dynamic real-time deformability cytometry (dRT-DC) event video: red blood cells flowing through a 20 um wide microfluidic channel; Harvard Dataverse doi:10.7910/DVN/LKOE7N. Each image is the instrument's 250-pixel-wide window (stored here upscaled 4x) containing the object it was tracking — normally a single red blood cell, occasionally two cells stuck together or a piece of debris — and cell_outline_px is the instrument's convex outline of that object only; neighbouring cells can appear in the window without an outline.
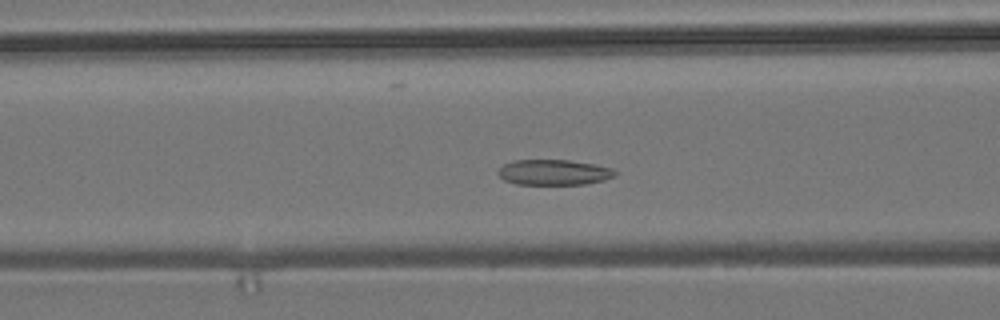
{"species": "common noctule bat (a hibernating species)", "species_latin": "Nyctalus noctula", "temperature_condition": "room temperature", "stored_images_in_passage": 51, "camera_frame_rate_fps": 3000, "um_per_image_px": 0.085, "animal": {"sex": "male", "body_mass_g": 19.2, "forearm_length_mm": 51.8}, "frame": {"image": 1, "passage_image": 18, "time_ms": 5.667, "image_size_px": [1000, 320], "cell_outline_px": [[616, 176], [604, 180], [584, 184], [516, 184], [504, 180], [496, 172], [504, 164], [512, 160], [568, 160], [592, 164], [612, 168], [616, 172]], "centroid_in_image_um": [47.06, 14.65], "position_along_channel_um": 119.5, "area_um2": 17.28}}
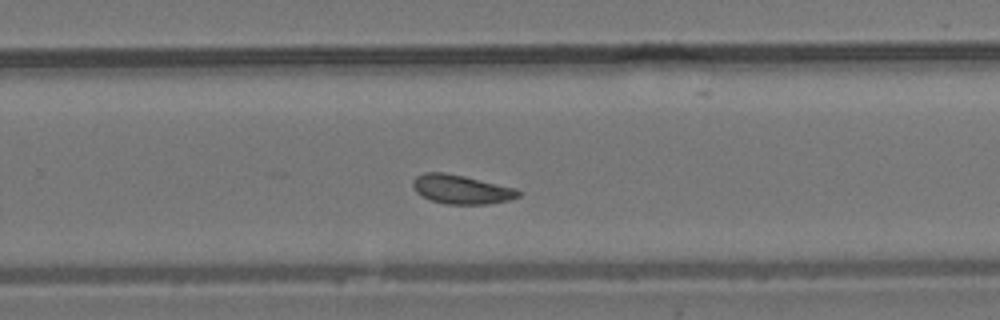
{"frame": {"image": 2, "passage_image": 32, "time_ms": 10.333, "image_size_px": [1000, 320], "cell_outline_px": [[520, 196], [508, 200], [488, 204], [444, 204], [420, 196], [416, 192], [412, 184], [412, 180], [416, 176], [424, 172], [444, 172], [464, 176], [516, 188], [520, 192]], "centroid_in_image_um": [39.18, 16.09], "position_along_channel_um": 290.6, "area_um2": 17.86}}
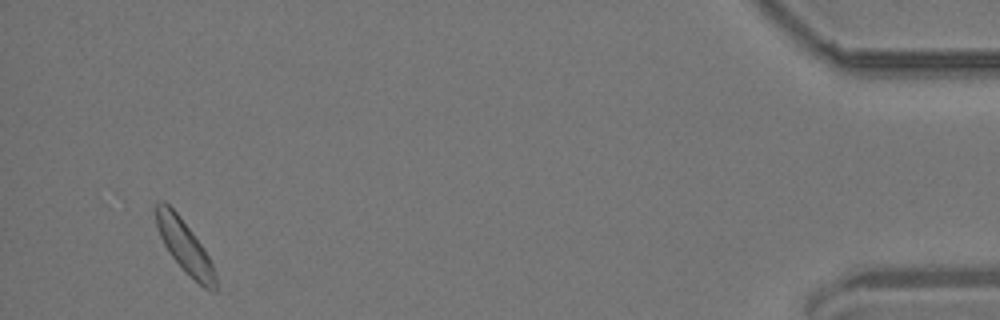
{"frame": {"image": 3, "passage_image": 49, "time_ms": 16.0, "image_size_px": [1000, 320], "cell_outline_px": [[216, 292], [212, 292], [204, 288], [168, 252], [160, 236], [156, 224], [156, 204], [160, 200], [164, 200], [180, 216], [204, 248], [216, 272]], "centroid_in_image_um": [15.71, 20.92], "position_along_channel_um": 419.5, "area_um2": 17.74}, "authors_computed_cell_mechanics": {"area_um2": 17.9758, "velocity_mm_per_s": 3.6763, "shape_relaxation_time_tau1_ms": null, "shape_relaxation_time_tau2_ms": 5.1366, "deformation_change_tau1": null, "deformation_change_tau2": 0.1062}}